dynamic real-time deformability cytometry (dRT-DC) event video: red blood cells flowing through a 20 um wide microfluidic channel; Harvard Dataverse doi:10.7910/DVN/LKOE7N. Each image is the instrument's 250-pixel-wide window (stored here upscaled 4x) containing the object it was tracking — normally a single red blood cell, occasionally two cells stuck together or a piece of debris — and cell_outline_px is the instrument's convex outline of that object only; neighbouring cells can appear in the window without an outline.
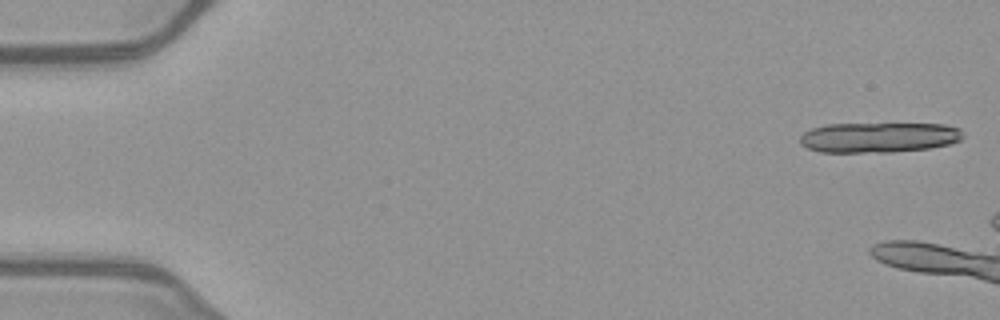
{"species": "common noctule bat (a hibernating species)", "species_latin": "Nyctalus noctula", "temperature_condition": "warm", "stored_images_in_passage": 8, "camera_frame_rate_fps": 3000, "um_per_image_px": 0.085, "animal": {"sex": "female", "body_mass_g": 21.9}, "frame": {"image": 1, "passage_image": 1, "time_ms": 0.0, "image_size_px": [1000, 320], "cell_outline_px": [[964, 136], [960, 140], [952, 144], [928, 148], [892, 152], [820, 152], [808, 148], [800, 144], [800, 136], [804, 132], [812, 128], [828, 124], [944, 124], [960, 128]], "centroid_in_image_um": [74.71, 11.68], "position_along_channel_um": 10.3, "area_um2": 28.78}}